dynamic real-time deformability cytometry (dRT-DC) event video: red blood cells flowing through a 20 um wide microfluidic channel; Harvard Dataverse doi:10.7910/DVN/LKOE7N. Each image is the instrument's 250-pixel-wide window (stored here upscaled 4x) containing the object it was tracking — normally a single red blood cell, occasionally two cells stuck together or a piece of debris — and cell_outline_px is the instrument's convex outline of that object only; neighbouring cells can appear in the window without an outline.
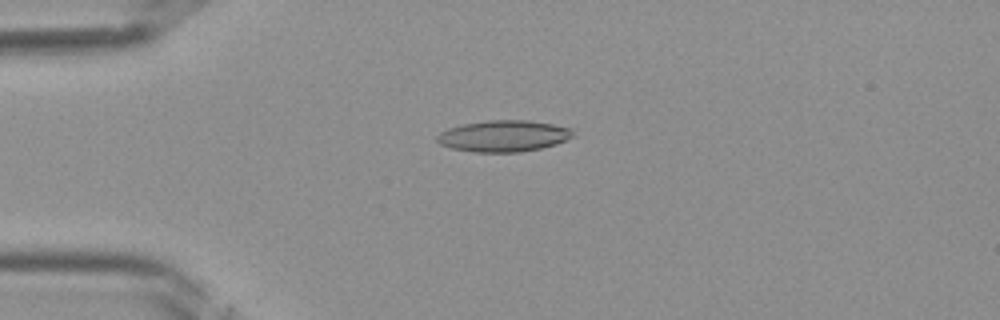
{"species": "Egyptian fruit bat (a non-hibernating species)", "species_latin": "Rousettus aegyptiacus", "temperature_condition": "room temperature", "stored_images_in_passage": 33, "camera_frame_rate_fps": 3000, "um_per_image_px": 0.085, "frame": {"image": 1, "passage_image": 3, "time_ms": 0.667, "image_size_px": [1000, 320], "cell_outline_px": [[572, 136], [556, 144], [540, 148], [520, 152], [472, 152], [452, 148], [440, 144], [436, 140], [436, 136], [440, 132], [448, 128], [464, 124], [488, 120], [528, 120], [552, 124], [572, 128]], "centroid_in_image_um": [42.77, 11.56], "position_along_channel_um": 42.2, "area_um2": 24.74}}
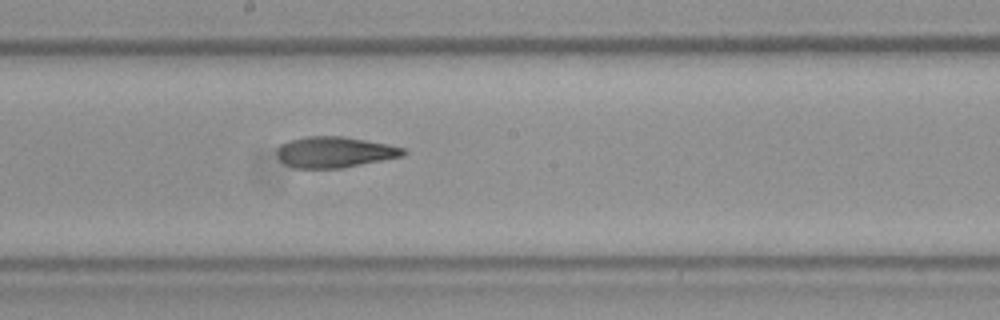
{"frame": {"image": 2, "passage_image": 15, "time_ms": 4.667, "image_size_px": [1000, 320], "cell_outline_px": [[408, 152], [404, 156], [340, 168], [292, 168], [284, 164], [276, 156], [276, 148], [280, 144], [288, 140], [308, 136], [344, 136], [388, 144], [404, 148]], "centroid_in_image_um": [28.41, 12.92], "position_along_channel_um": 219.8, "area_um2": 23.0}}
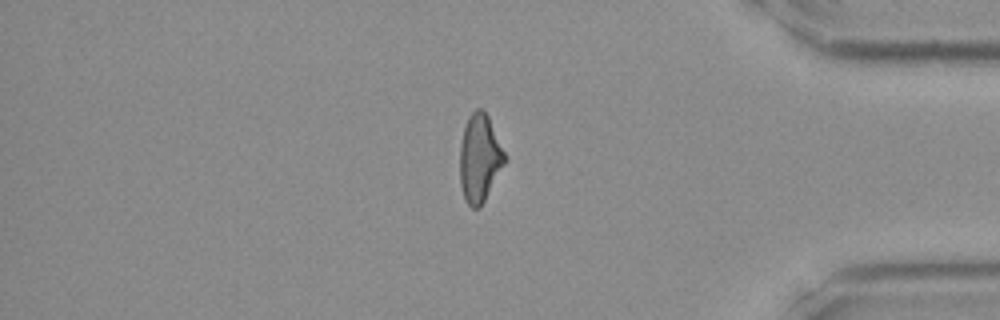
{"frame": {"image": 3, "passage_image": 27, "time_ms": 8.667, "image_size_px": [1000, 320], "cell_outline_px": [[508, 160], [480, 208], [472, 208], [468, 204], [464, 196], [460, 184], [460, 144], [464, 128], [468, 116], [476, 108], [480, 108], [488, 116], [508, 156]], "centroid_in_image_um": [40.8, 13.45], "position_along_channel_um": 394.4, "area_um2": 23.29}}